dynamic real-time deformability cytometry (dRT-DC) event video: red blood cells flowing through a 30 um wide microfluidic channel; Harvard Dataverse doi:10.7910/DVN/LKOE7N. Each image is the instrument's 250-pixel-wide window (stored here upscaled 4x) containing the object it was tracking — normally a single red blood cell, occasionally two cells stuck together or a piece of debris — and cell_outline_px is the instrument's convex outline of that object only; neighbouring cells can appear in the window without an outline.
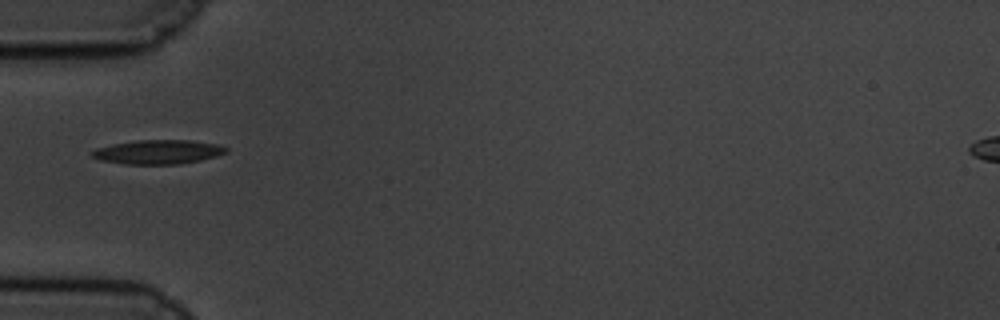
{"species": "common noctule bat (a hibernating species)", "species_latin": "Nyctalus noctula", "temperature_condition": "cold", "stored_images_in_passage": 41, "camera_frame_rate_fps": 3000, "um_per_image_px": 0.085, "animal": {"sex": "male", "body_mass_g": 19.5, "forearm_length_mm": 54.6}, "frame": {"image": 1, "passage_image": 1, "time_ms": 0.0, "image_size_px": [1000, 320], "cell_outline_px": [[228, 152], [216, 156], [200, 160], [180, 164], [124, 164], [100, 160], [92, 156], [88, 152], [96, 148], [112, 144], [136, 140], [188, 140], [220, 144], [228, 148]], "centroid_in_image_um": [13.43, 12.91], "position_along_channel_um": 71.6, "area_um2": 19.02}}
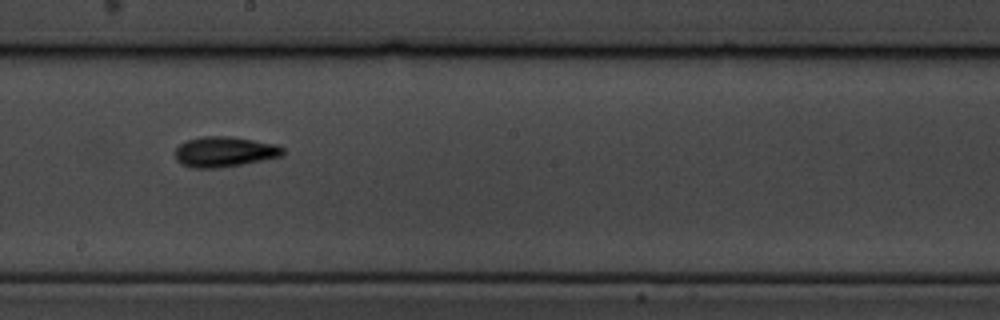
{"frame": {"image": 2, "passage_image": 15, "time_ms": 4.667, "image_size_px": [1000, 320], "cell_outline_px": [[288, 152], [280, 156], [240, 164], [216, 168], [192, 168], [180, 164], [176, 160], [176, 148], [180, 144], [188, 140], [200, 136], [232, 136], [276, 144], [284, 148]], "centroid_in_image_um": [19.07, 12.89], "position_along_channel_um": 229.1, "area_um2": 19.02}}
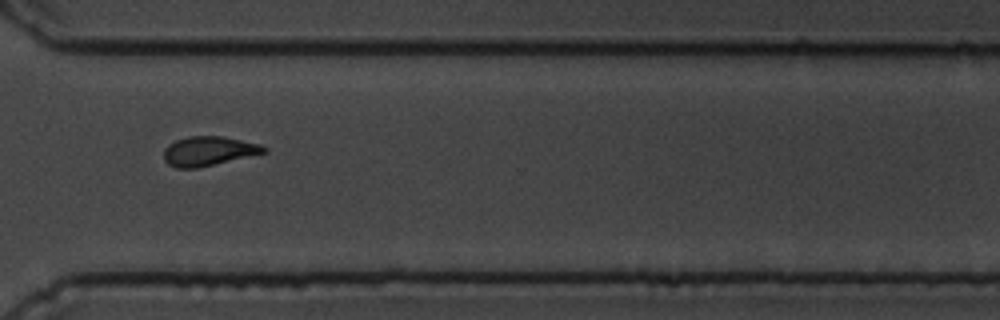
{"frame": {"image": 3, "passage_image": 26, "time_ms": 8.333, "image_size_px": [1000, 320], "cell_outline_px": [[268, 152], [196, 168], [176, 168], [168, 164], [164, 160], [164, 148], [168, 144], [176, 140], [188, 136], [224, 136], [260, 144], [268, 148]], "centroid_in_image_um": [17.73, 12.83], "position_along_channel_um": 352.9, "area_um2": 17.17}, "authors_computed_cell_mechanics": {"area_um2": 17.1088, "velocity_mm_per_s": 3.376, "shape_relaxation_time_tau1_ms": 4.7267, "shape_relaxation_time_tau2_ms": 3.6864, "deformation_change_tau1": 0.1622, "deformation_change_tau2": 0.099}}